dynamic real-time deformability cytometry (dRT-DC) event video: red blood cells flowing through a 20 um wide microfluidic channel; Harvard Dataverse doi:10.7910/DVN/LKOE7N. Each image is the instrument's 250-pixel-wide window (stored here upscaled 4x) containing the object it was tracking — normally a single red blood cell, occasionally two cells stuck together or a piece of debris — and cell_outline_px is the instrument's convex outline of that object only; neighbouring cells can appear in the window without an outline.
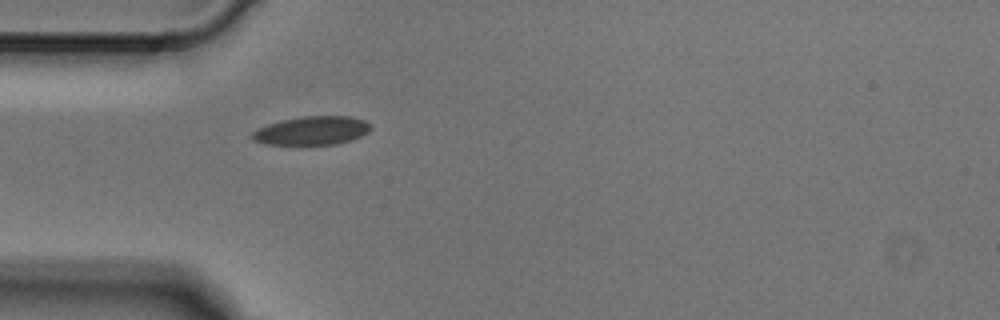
{"species": "Egyptian fruit bat (a non-hibernating species)", "species_latin": "Rousettus aegyptiacus", "temperature_condition": "cold", "stored_images_in_passage": 5, "camera_frame_rate_fps": 3000, "um_per_image_px": 0.085, "animal": {"sex": "male"}, "frame": {"image": 1, "passage_image": 5, "time_ms": 1.333, "image_size_px": [1000, 320], "cell_outline_px": [[372, 128], [368, 132], [352, 140], [336, 144], [264, 144], [252, 140], [248, 136], [256, 128], [268, 124], [284, 120], [304, 116], [352, 116], [364, 120], [372, 124]], "centroid_in_image_um": [26.51, 11.1], "position_along_channel_um": 58.5, "area_um2": 19.88}}